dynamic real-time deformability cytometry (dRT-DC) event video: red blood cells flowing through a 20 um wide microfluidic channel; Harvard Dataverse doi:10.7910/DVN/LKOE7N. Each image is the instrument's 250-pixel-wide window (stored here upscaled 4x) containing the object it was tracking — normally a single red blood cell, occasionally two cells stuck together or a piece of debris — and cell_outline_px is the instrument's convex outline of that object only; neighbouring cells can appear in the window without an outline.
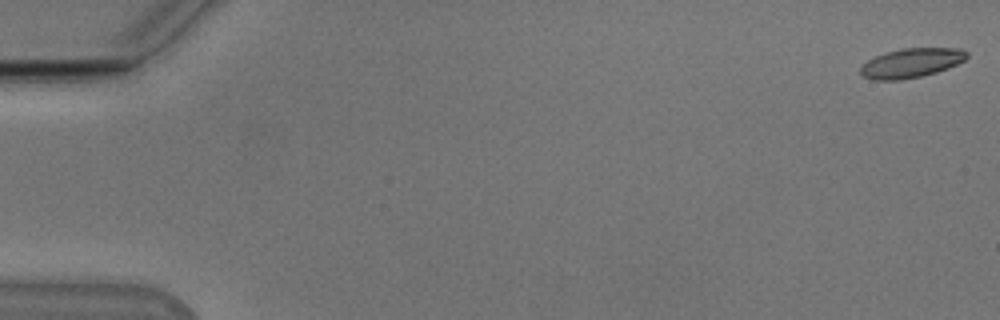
{"species": "Egyptian fruit bat (a non-hibernating species)", "species_latin": "Rousettus aegyptiacus", "temperature_condition": "cold", "stored_images_in_passage": 10, "camera_frame_rate_fps": 3000, "um_per_image_px": 0.085, "animal": {"sex": "male"}, "frame": {"image": 1, "passage_image": 1, "time_ms": 0.0, "image_size_px": [1000, 320], "cell_outline_px": [[968, 56], [964, 60], [948, 68], [936, 72], [920, 76], [900, 80], [876, 80], [864, 76], [860, 72], [860, 68], [868, 60], [876, 56], [888, 52], [904, 48], [960, 48], [968, 52]], "centroid_in_image_um": [77.49, 5.35], "position_along_channel_um": 7.5, "area_um2": 17.92}}